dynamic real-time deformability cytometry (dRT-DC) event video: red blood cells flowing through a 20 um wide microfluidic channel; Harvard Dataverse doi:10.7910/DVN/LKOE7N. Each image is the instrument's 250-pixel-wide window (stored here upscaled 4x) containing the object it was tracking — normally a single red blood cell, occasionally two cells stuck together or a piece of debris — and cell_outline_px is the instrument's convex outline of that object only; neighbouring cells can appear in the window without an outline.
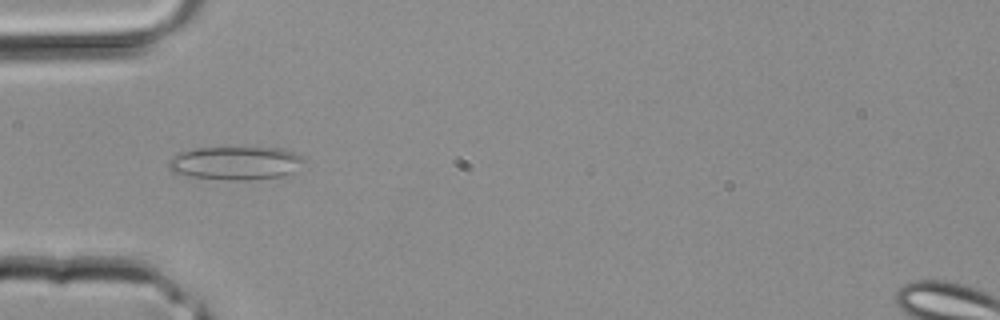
{"species": "common noctule bat (a hibernating species)", "species_latin": "Nyctalus noctula", "temperature_condition": "room temperature", "stored_images_in_passage": 28, "camera_frame_rate_fps": 3000, "um_per_image_px": 0.085, "animal": {"sex": "male", "body_mass_g": 20.4}, "frame": {"image": 1, "passage_image": 2, "time_ms": 0.333, "image_size_px": [1000, 320], "cell_outline_px": [[308, 160], [292, 172], [280, 176], [248, 180], [224, 180], [192, 176], [172, 172], [168, 168], [168, 160], [172, 156], [196, 148], [280, 148], [304, 156]], "centroid_in_image_um": [20.05, 13.86], "position_along_channel_um": 65.0, "area_um2": 26.18}}
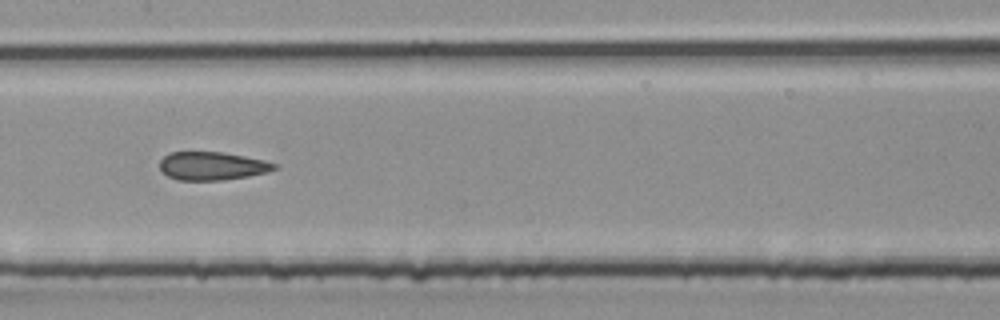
{"frame": {"image": 2, "passage_image": 9, "time_ms": 2.667, "image_size_px": [1000, 320], "cell_outline_px": [[280, 164], [276, 168], [268, 172], [248, 176], [224, 180], [176, 180], [168, 176], [160, 168], [160, 160], [168, 152], [220, 152], [244, 156], [264, 160]], "centroid_in_image_um": [18.04, 14.11], "position_along_channel_um": 189.4, "area_um2": 18.9}}
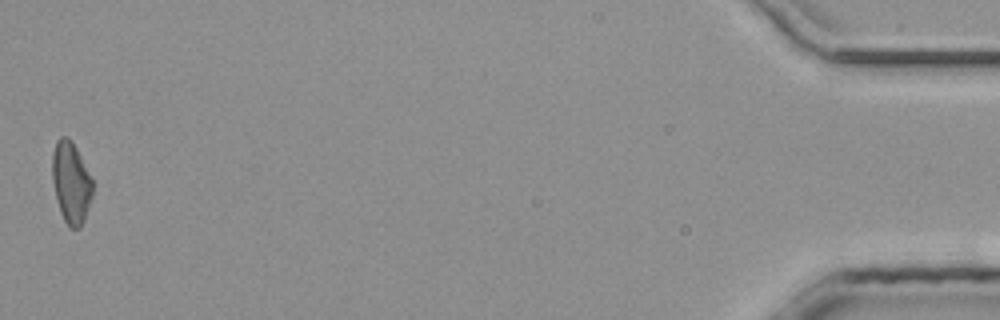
{"frame": {"image": 3, "passage_image": 28, "time_ms": 9.0, "image_size_px": [1000, 320], "cell_outline_px": [[92, 196], [84, 220], [80, 228], [72, 228], [64, 220], [60, 212], [56, 200], [52, 180], [52, 152], [56, 140], [60, 136], [68, 136], [72, 140], [92, 180]], "centroid_in_image_um": [6.01, 15.49], "position_along_channel_um": 429.2, "area_um2": 19.13}}